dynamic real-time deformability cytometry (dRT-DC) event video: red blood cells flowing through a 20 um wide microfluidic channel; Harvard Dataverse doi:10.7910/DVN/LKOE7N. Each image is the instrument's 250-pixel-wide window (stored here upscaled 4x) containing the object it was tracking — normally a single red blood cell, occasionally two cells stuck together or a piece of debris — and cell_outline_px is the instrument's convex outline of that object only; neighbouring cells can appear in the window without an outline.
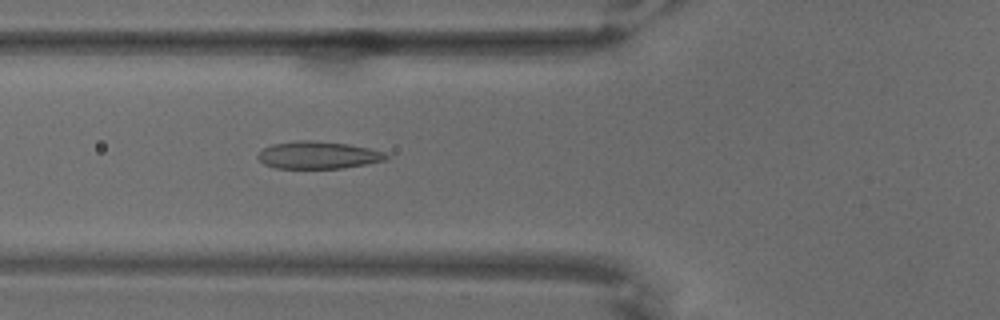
{"species": "common noctule bat (a hibernating species)", "species_latin": "Nyctalus noctula", "temperature_condition": "warm", "stored_images_in_passage": 67, "camera_frame_rate_fps": 3000, "um_per_image_px": 0.085, "animal": {"sex": "male", "body_mass_g": 18.8}, "frame": {"image": 1, "passage_image": 26, "time_ms": 8.333, "image_size_px": [1000, 320], "cell_outline_px": [[388, 160], [368, 164], [340, 168], [276, 168], [264, 164], [256, 156], [264, 148], [272, 144], [300, 140], [312, 140], [348, 144], [368, 148], [384, 152], [388, 156]], "centroid_in_image_um": [27.05, 13.18], "position_along_channel_um": 98.7, "area_um2": 20.4}}
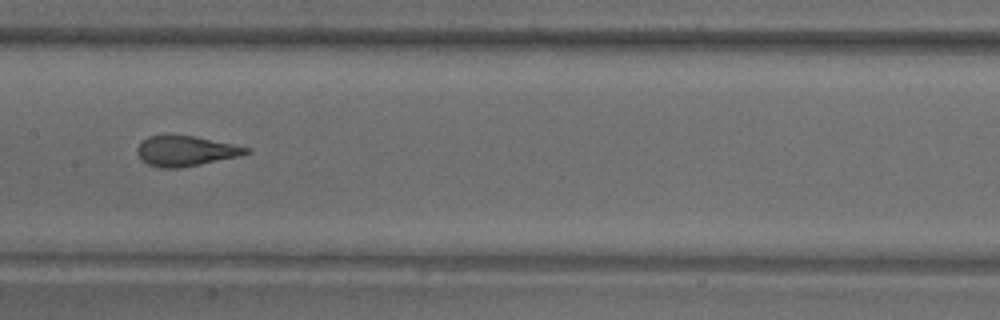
{"frame": {"image": 2, "passage_image": 35, "time_ms": 11.333, "image_size_px": [1000, 320], "cell_outline_px": [[252, 152], [236, 156], [200, 164], [180, 168], [160, 168], [148, 164], [136, 152], [136, 148], [148, 136], [192, 136], [252, 148]], "centroid_in_image_um": [15.78, 12.84], "position_along_channel_um": 191.6, "area_um2": 18.67}}
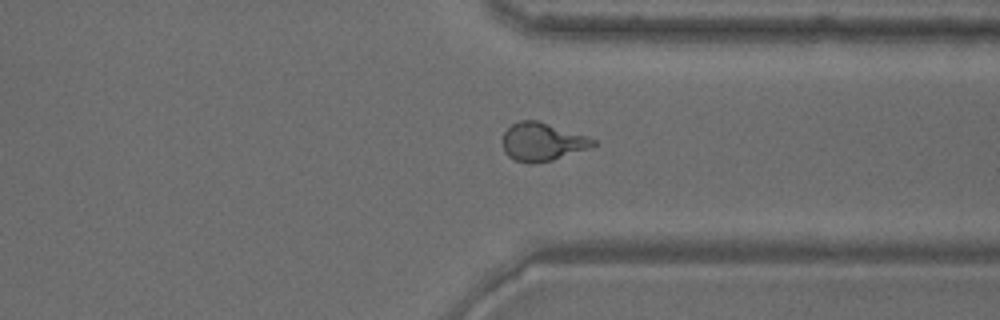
{"frame": {"image": 3, "passage_image": 52, "time_ms": 17.0, "image_size_px": [1000, 320], "cell_outline_px": [[596, 144], [552, 160], [532, 164], [528, 164], [516, 160], [508, 156], [504, 152], [500, 140], [504, 132], [512, 124], [520, 120], [536, 120], [588, 136], [596, 140]], "centroid_in_image_um": [46.01, 12.05], "position_along_channel_um": 365.4, "area_um2": 20.0}}